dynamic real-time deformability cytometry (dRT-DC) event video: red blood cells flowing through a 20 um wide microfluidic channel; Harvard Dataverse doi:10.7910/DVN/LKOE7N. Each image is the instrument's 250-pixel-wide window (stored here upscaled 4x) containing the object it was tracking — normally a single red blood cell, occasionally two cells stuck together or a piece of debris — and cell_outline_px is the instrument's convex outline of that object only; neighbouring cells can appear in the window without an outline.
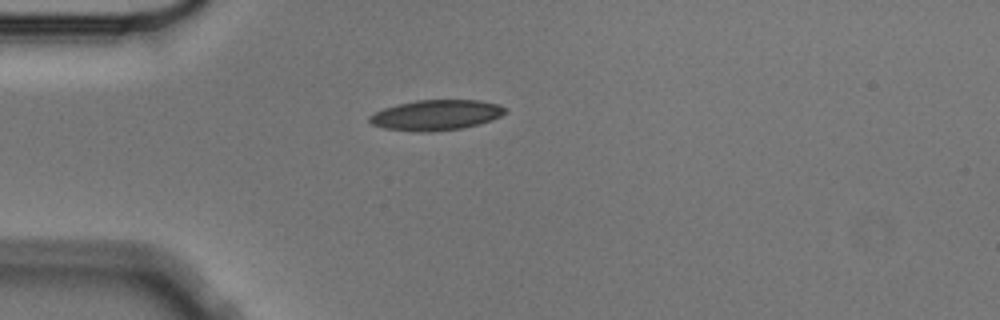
{"species": "Egyptian fruit bat (a non-hibernating species)", "species_latin": "Rousettus aegyptiacus", "temperature_condition": "cold", "stored_images_in_passage": 4, "camera_frame_rate_fps": 3000, "um_per_image_px": 0.085, "animal": {"sex": "male"}, "frame": {"image": 1, "passage_image": 4, "time_ms": 1.0, "image_size_px": [1000, 320], "cell_outline_px": [[508, 112], [492, 120], [464, 128], [428, 132], [420, 132], [384, 128], [372, 124], [368, 120], [368, 116], [384, 108], [396, 104], [416, 100], [480, 100], [496, 104], [508, 108]], "centroid_in_image_um": [37.08, 9.78], "position_along_channel_um": 47.9, "area_um2": 24.1}}